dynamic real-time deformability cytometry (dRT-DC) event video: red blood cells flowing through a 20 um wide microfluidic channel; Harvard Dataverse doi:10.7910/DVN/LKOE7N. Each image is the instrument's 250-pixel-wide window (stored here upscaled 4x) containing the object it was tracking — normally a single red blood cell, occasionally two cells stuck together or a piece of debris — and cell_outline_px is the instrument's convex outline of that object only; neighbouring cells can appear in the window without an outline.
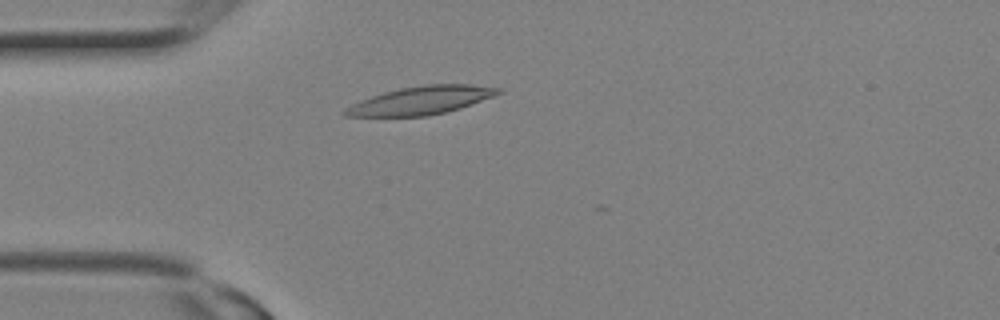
{"species": "Egyptian fruit bat (a non-hibernating species)", "species_latin": "Rousettus aegyptiacus", "temperature_condition": "room temperature", "stored_images_in_passage": 15, "camera_frame_rate_fps": 3000, "um_per_image_px": 0.085, "animal": {"sex": "female"}, "frame": {"image": 1, "passage_image": 5, "time_ms": 1.333, "image_size_px": [1000, 320], "cell_outline_px": [[504, 92], [460, 108], [428, 116], [344, 116], [340, 112], [344, 108], [360, 100], [384, 92], [400, 88], [424, 84], [472, 84], [504, 88]], "centroid_in_image_um": [35.8, 8.52], "position_along_channel_um": 49.2, "area_um2": 25.2}}
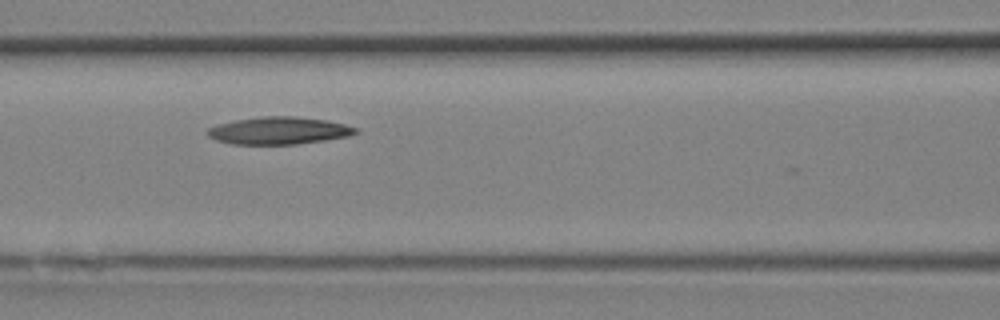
{"frame": {"image": 2, "passage_image": 9, "time_ms": 2.667, "image_size_px": [1000, 320], "cell_outline_px": [[356, 132], [348, 136], [324, 140], [296, 144], [232, 144], [216, 140], [208, 136], [204, 132], [208, 128], [216, 124], [236, 120], [260, 116], [296, 116], [328, 120], [344, 124], [356, 128]], "centroid_in_image_um": [23.64, 11.09], "position_along_channel_um": 143.0, "area_um2": 23.64}}
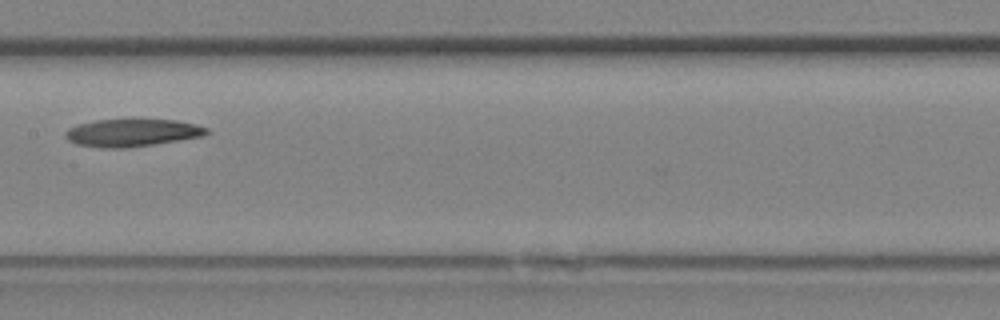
{"frame": {"image": 3, "passage_image": 11, "time_ms": 3.333, "image_size_px": [1000, 320], "cell_outline_px": [[208, 132], [204, 136], [128, 148], [100, 148], [76, 144], [68, 140], [64, 136], [64, 132], [68, 128], [80, 124], [96, 120], [176, 120], [196, 124], [208, 128]], "centroid_in_image_um": [11.21, 11.29], "position_along_channel_um": 196.2, "area_um2": 22.6}}